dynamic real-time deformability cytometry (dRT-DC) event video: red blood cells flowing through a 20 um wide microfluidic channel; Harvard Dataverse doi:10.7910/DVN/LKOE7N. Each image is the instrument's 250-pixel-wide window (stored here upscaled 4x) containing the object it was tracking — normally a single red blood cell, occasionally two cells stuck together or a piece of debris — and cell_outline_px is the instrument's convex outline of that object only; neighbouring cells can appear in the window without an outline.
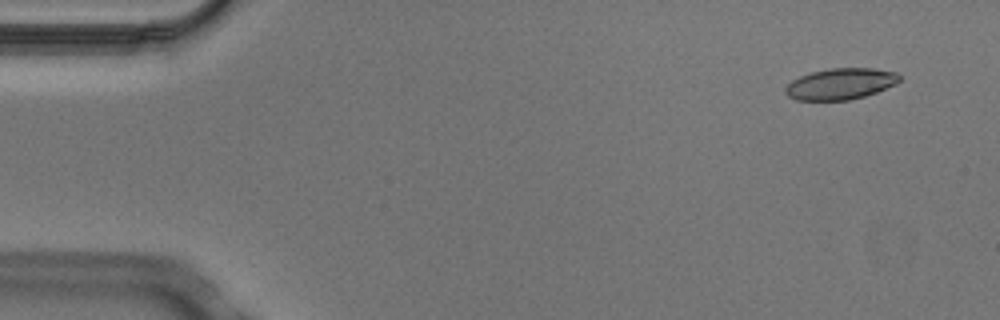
{"species": "Egyptian fruit bat (a non-hibernating species)", "species_latin": "Rousettus aegyptiacus", "temperature_condition": "cold", "stored_images_in_passage": 4, "camera_frame_rate_fps": 3000, "um_per_image_px": 0.085, "animal": {"sex": "male"}, "frame": {"image": 1, "passage_image": 1, "time_ms": 0.0, "image_size_px": [1000, 320], "cell_outline_px": [[900, 80], [896, 84], [876, 92], [864, 96], [848, 100], [796, 100], [788, 96], [784, 92], [784, 88], [792, 80], [800, 76], [812, 72], [828, 68], [872, 68], [896, 72], [900, 76]], "centroid_in_image_um": [71.43, 7.13], "position_along_channel_um": 13.6, "area_um2": 20.75}}